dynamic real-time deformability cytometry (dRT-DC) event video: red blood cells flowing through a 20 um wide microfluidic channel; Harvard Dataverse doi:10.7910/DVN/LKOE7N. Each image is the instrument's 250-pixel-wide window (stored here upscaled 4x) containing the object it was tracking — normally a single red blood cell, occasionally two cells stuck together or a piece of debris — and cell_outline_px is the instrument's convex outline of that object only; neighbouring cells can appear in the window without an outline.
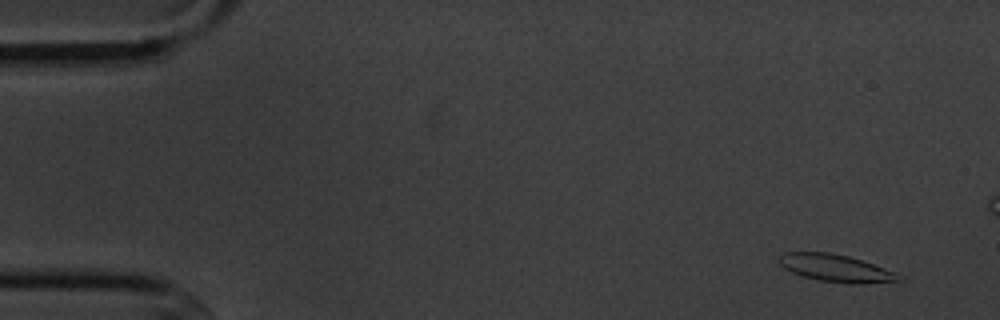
{"species": "common noctule bat (a hibernating species)", "species_latin": "Nyctalus noctula", "temperature_condition": "cold", "stored_images_in_passage": 5, "camera_frame_rate_fps": 3000, "um_per_image_px": 0.085, "animal": {"sex": "male", "body_mass_g": 20.1, "forearm_length_mm": 53.5}, "frame": {"image": 1, "passage_image": 1, "time_ms": 0.0, "image_size_px": [1000, 320], "cell_outline_px": [[904, 280], [856, 284], [852, 284], [820, 280], [804, 276], [792, 272], [784, 268], [780, 264], [780, 256], [784, 252], [828, 252], [848, 256], [896, 272]], "centroid_in_image_um": [71.04, 22.79], "position_along_channel_um": 14.0, "area_um2": 18.73}}